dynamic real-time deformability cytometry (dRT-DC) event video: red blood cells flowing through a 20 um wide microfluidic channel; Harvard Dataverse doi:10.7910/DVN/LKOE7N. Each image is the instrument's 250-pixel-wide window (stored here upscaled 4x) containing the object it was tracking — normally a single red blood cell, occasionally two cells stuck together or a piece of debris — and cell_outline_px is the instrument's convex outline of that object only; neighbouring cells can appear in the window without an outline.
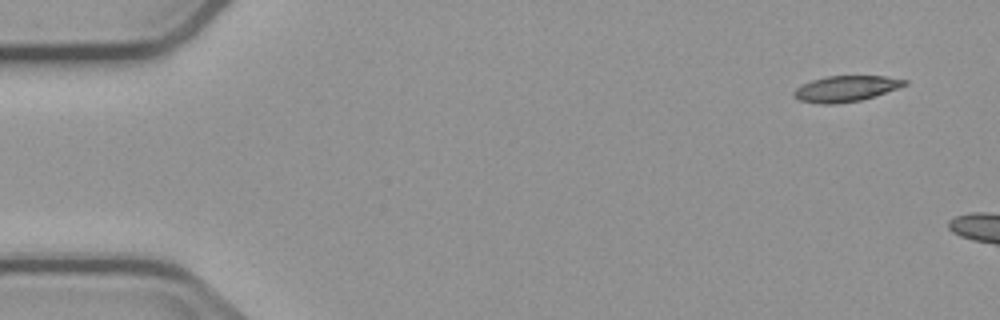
{"species": "common noctule bat (a hibernating species)", "species_latin": "Nyctalus noctula", "temperature_condition": "cold", "stored_images_in_passage": 2, "camera_frame_rate_fps": 3000, "um_per_image_px": 0.085, "animal": {"sex": "male", "body_mass_g": 23.1, "forearm_length_mm": 52.7}, "frame": {"image": 1, "passage_image": 1, "time_ms": 0.0, "image_size_px": [1000, 320], "cell_outline_px": [[908, 84], [876, 96], [860, 100], [836, 104], [820, 104], [800, 100], [792, 96], [792, 92], [796, 88], [812, 80], [828, 76], [884, 76], [908, 80]], "centroid_in_image_um": [71.9, 7.54], "position_along_channel_um": 13.1, "area_um2": 16.65}}